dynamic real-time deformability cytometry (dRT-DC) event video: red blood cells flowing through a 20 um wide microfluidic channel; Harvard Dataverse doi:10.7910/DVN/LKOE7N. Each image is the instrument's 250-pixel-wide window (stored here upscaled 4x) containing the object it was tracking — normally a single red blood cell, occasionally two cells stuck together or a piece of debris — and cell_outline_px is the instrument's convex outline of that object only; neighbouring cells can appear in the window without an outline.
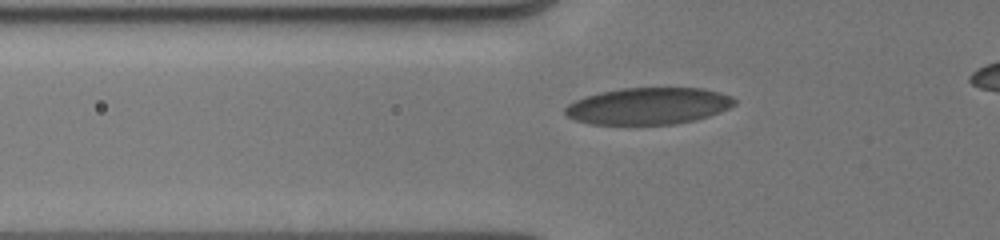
{"species": "human", "species_latin": "Homo sapiens", "temperature_condition": "cold", "stored_images_in_passage": 28, "camera_frame_rate_fps": 3000, "um_per_image_px": 0.085, "donor": {"sex": "male"}, "frame": {"image": 1, "passage_image": 15, "time_ms": 3.667, "image_size_px": [1000, 240], "cell_outline_px": [[736, 104], [720, 112], [708, 116], [676, 124], [592, 124], [576, 120], [568, 116], [564, 112], [564, 108], [568, 104], [584, 96], [600, 92], [620, 88], [704, 88], [720, 92], [732, 96], [736, 100]], "centroid_in_image_um": [55.12, 9.0], "position_along_channel_um": 70.7, "area_um2": 36.3}}
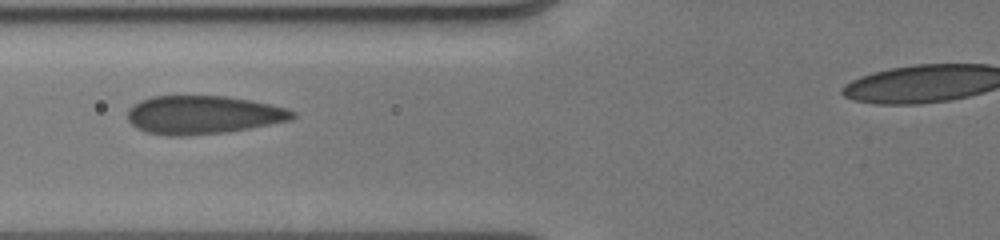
{"frame": {"image": 2, "passage_image": 20, "time_ms": 4.667, "image_size_px": [1000, 240], "cell_outline_px": [[296, 116], [292, 120], [228, 132], [188, 136], [168, 136], [144, 132], [136, 128], [128, 120], [128, 108], [132, 104], [140, 100], [152, 96], [224, 96], [252, 100], [288, 108], [296, 112]], "centroid_in_image_um": [17.25, 9.77], "position_along_channel_um": 108.5, "area_um2": 37.34}}
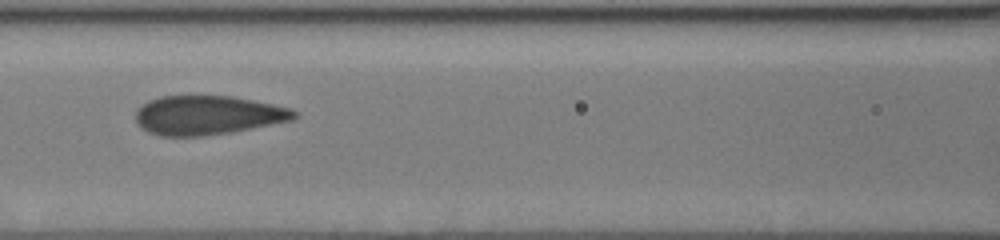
{"frame": {"image": 3, "passage_image": 25, "time_ms": 5.667, "image_size_px": [1000, 240], "cell_outline_px": [[300, 116], [292, 120], [232, 132], [204, 136], [160, 136], [148, 132], [140, 128], [136, 124], [136, 108], [148, 100], [160, 96], [232, 96], [292, 108], [300, 112]], "centroid_in_image_um": [17.65, 9.79], "position_along_channel_um": 149.0, "area_um2": 36.53}}